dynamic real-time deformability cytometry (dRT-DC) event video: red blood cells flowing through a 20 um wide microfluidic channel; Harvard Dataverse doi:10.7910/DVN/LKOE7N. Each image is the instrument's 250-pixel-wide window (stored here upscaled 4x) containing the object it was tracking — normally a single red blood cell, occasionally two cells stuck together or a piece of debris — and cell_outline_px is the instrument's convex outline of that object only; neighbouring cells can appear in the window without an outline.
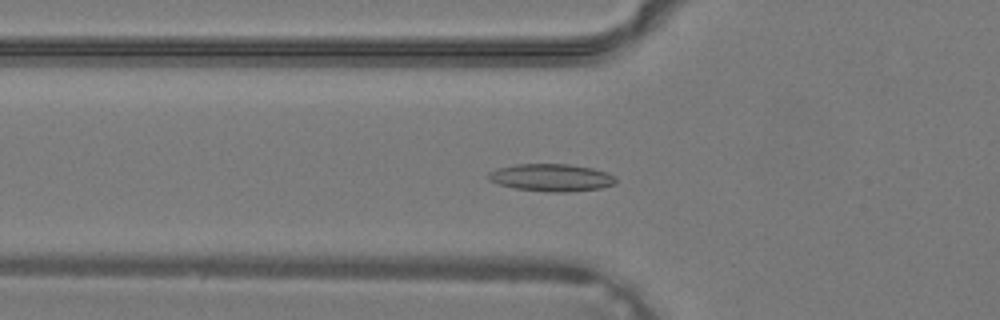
{"species": "common noctule bat (a hibernating species)", "species_latin": "Nyctalus noctula", "temperature_condition": "warm", "stored_images_in_passage": 40, "camera_frame_rate_fps": 3000, "um_per_image_px": 0.085, "animal": {"sex": "male", "body_mass_g": 19.2, "forearm_length_mm": 51.8}, "frame": {"image": 1, "passage_image": 15, "time_ms": 4.667, "image_size_px": [1000, 320], "cell_outline_px": [[616, 184], [600, 188], [564, 192], [552, 192], [516, 188], [500, 184], [488, 180], [488, 172], [500, 168], [516, 164], [568, 164], [592, 168], [616, 176]], "centroid_in_image_um": [46.88, 15.09], "position_along_channel_um": 78.9, "area_um2": 20.11}}
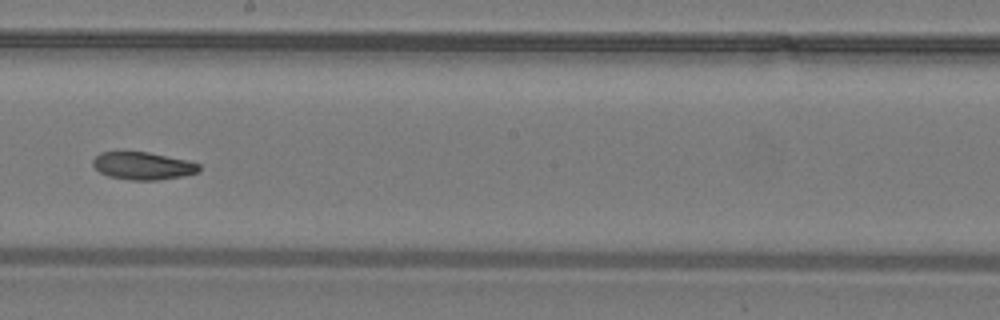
{"frame": {"image": 2, "passage_image": 24, "time_ms": 7.667, "image_size_px": [1000, 320], "cell_outline_px": [[200, 172], [160, 180], [132, 180], [108, 176], [100, 172], [92, 164], [92, 160], [100, 152], [120, 148], [148, 152], [188, 160], [200, 164]], "centroid_in_image_um": [12.09, 14.04], "position_along_channel_um": 236.1, "area_um2": 17.74}}
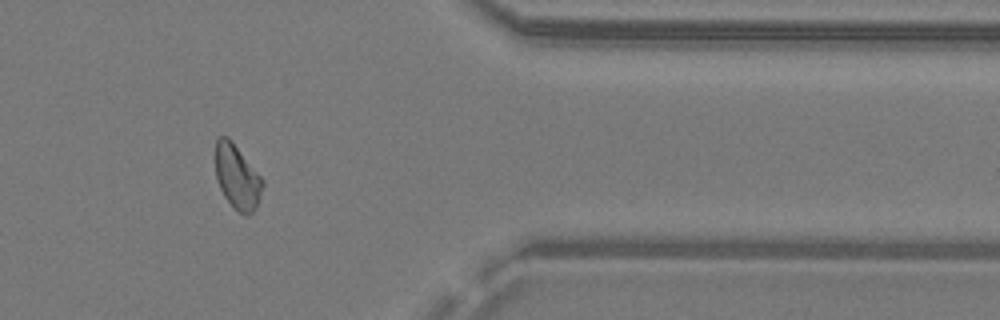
{"frame": {"image": 3, "passage_image": 34, "time_ms": 11.0, "image_size_px": [1000, 320], "cell_outline_px": [[264, 184], [260, 200], [256, 208], [248, 216], [244, 216], [224, 196], [220, 188], [216, 176], [216, 136], [228, 136], [264, 180]], "centroid_in_image_um": [20.18, 15.04], "position_along_channel_um": 391.2, "area_um2": 17.63}}